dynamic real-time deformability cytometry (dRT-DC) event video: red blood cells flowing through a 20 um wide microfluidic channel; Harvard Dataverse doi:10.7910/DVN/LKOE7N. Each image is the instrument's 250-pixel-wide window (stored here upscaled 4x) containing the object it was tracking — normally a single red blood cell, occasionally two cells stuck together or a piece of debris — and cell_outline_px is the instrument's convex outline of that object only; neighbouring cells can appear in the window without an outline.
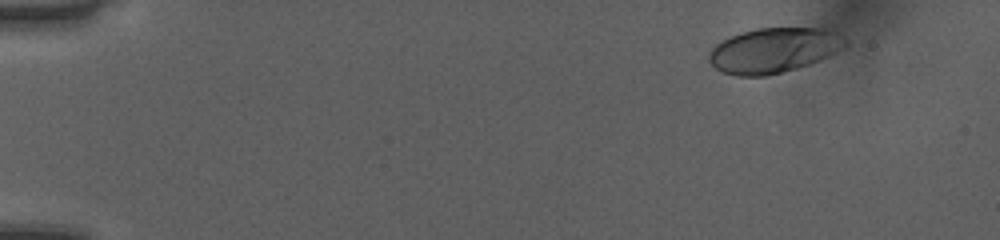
{"species": "human", "species_latin": "Homo sapiens", "temperature_condition": "room temperature", "stored_images_in_passage": 47, "camera_frame_rate_fps": 3000, "um_per_image_px": 0.085, "donor": {"sex": "female"}, "frame": {"image": 1, "passage_image": 1, "time_ms": 0.0, "image_size_px": [1000, 240], "cell_outline_px": [[848, 44], [828, 56], [820, 60], [796, 68], [764, 76], [736, 76], [724, 72], [716, 68], [708, 60], [708, 56], [712, 48], [716, 44], [740, 32], [756, 28], [832, 28], [848, 40]], "centroid_in_image_um": [65.8, 4.26], "position_along_channel_um": 19.2, "area_um2": 35.66}}
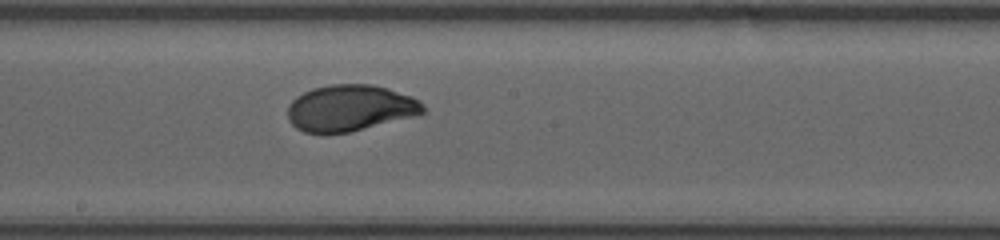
{"frame": {"image": 2, "passage_image": 25, "time_ms": 8.0, "image_size_px": [1000, 240], "cell_outline_px": [[424, 112], [412, 116], [348, 132], [304, 132], [296, 128], [288, 120], [288, 104], [296, 96], [312, 88], [332, 84], [372, 84], [388, 88], [412, 96], [420, 100], [424, 104]], "centroid_in_image_um": [29.74, 9.15], "position_along_channel_um": 218.5, "area_um2": 36.24}}
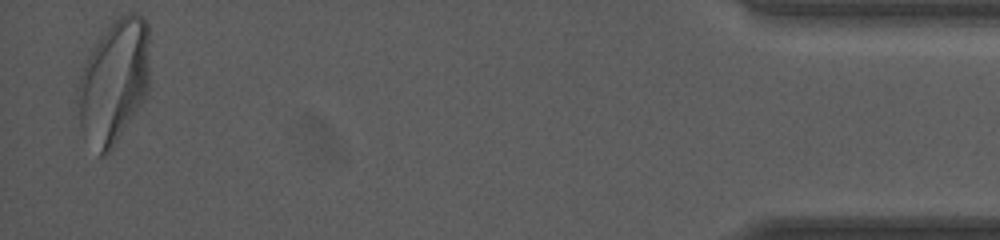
{"frame": {"image": 3, "passage_image": 46, "time_ms": 15.0, "image_size_px": [1000, 240], "cell_outline_px": [[148, 96], [112, 148], [104, 156], [100, 156], [80, 128], [76, 92], [76, 88], [80, 76], [88, 56], [112, 20], [116, 16], [128, 12], [136, 12], [144, 16], [148, 24]], "centroid_in_image_um": [9.7, 6.9], "position_along_channel_um": 425.5, "area_um2": 52.14}, "authors_computed_cell_mechanics": {"area_um2": 36.414, "velocity_mm_per_s": 4.038, "shape_relaxation_time_tau1_ms": 3.1169, "shape_relaxation_time_tau2_ms": null, "deformation_change_tau1": 0.1427, "deformation_change_tau2": null}}